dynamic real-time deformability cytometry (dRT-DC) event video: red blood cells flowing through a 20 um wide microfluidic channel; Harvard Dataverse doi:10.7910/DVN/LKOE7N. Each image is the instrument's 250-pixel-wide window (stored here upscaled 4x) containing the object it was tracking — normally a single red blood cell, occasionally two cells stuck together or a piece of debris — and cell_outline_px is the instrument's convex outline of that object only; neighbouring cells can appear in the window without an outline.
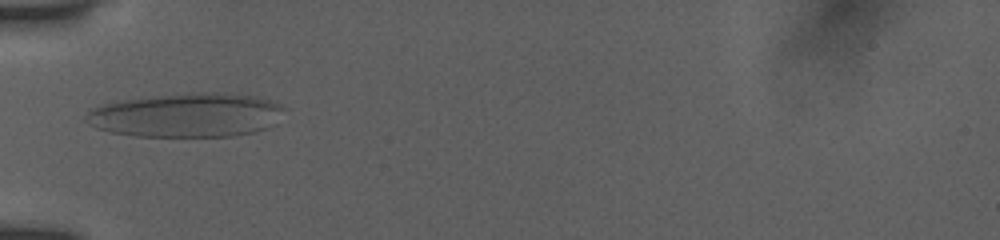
{"species": "human", "species_latin": "Homo sapiens", "temperature_condition": "room temperature", "stored_images_in_passage": 3, "camera_frame_rate_fps": 3000, "um_per_image_px": 0.085, "donor": {"sex": "female"}, "frame": {"image": 1, "passage_image": 2, "time_ms": 0.667, "image_size_px": [1000, 240], "cell_outline_px": [[280, 108], [276, 124], [252, 132], [232, 136], [136, 136], [112, 132], [96, 128], [88, 124], [84, 120], [84, 116], [92, 108], [100, 104], [116, 100], [204, 92], [212, 92], [256, 96], [280, 104]], "centroid_in_image_um": [15.77, 9.79], "position_along_channel_um": 69.2, "area_um2": 50.34}}